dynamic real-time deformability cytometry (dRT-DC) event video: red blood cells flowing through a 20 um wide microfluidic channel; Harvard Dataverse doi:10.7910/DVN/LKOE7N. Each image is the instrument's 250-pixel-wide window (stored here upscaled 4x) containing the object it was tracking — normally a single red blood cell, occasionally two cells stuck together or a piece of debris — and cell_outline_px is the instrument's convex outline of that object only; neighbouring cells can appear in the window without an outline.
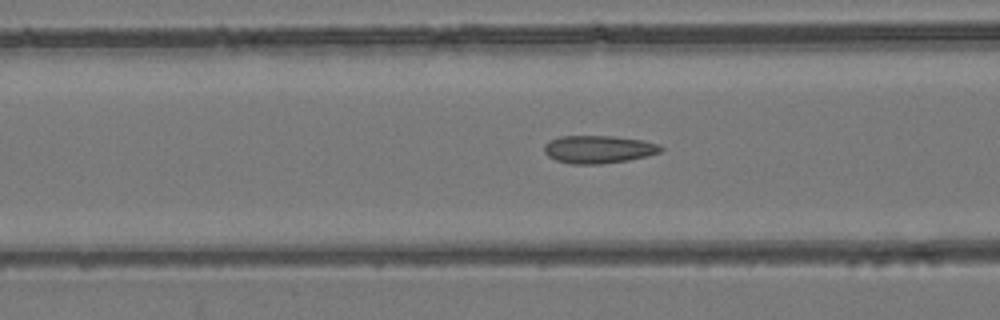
{"species": "common noctule bat (a hibernating species)", "species_latin": "Nyctalus noctula", "temperature_condition": "room temperature", "stored_images_in_passage": 48, "camera_frame_rate_fps": 3000, "um_per_image_px": 0.085, "animal": {"sex": "female", "body_mass_g": 24.6, "forearm_length_mm": 56.2}, "frame": {"image": 1, "passage_image": 22, "time_ms": 7.0, "image_size_px": [1000, 320], "cell_outline_px": [[664, 148], [660, 152], [648, 156], [628, 160], [600, 164], [572, 164], [556, 160], [548, 156], [544, 152], [544, 144], [548, 140], [560, 136], [612, 136], [644, 140], [660, 144]], "centroid_in_image_um": [50.88, 12.69], "position_along_channel_um": 115.7, "area_um2": 19.07}}
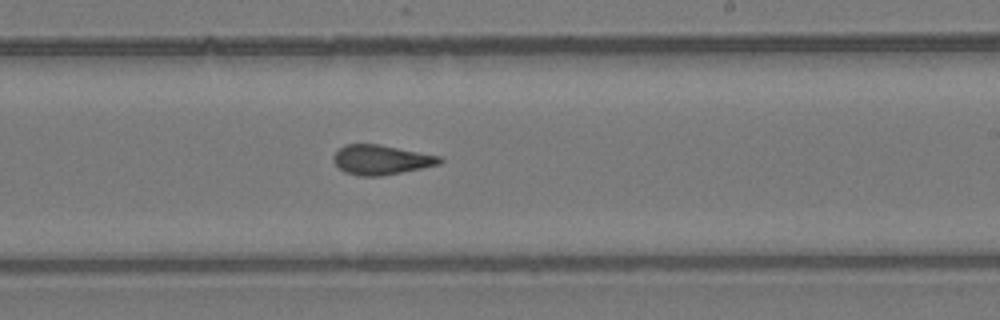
{"frame": {"image": 2, "passage_image": 33, "time_ms": 10.667, "image_size_px": [1000, 320], "cell_outline_px": [[444, 160], [440, 164], [380, 176], [360, 176], [344, 172], [332, 160], [332, 156], [344, 144], [380, 144], [440, 156]], "centroid_in_image_um": [32.38, 13.57], "position_along_channel_um": 256.6, "area_um2": 18.26}}
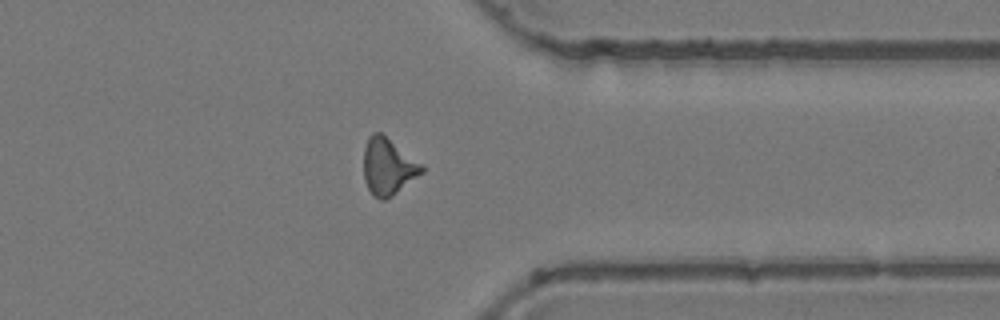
{"frame": {"image": 3, "passage_image": 43, "time_ms": 14.0, "image_size_px": [1000, 320], "cell_outline_px": [[424, 172], [392, 196], [384, 200], [380, 200], [372, 196], [364, 180], [364, 148], [368, 136], [372, 132], [380, 132], [424, 164]], "centroid_in_image_um": [32.99, 14.16], "position_along_channel_um": 378.4, "area_um2": 19.42}, "authors_computed_cell_mechanics": {"area_um2": 18.9006, "velocity_mm_per_s": 3.8456, "shape_relaxation_time_tau1_ms": null, "shape_relaxation_time_tau2_ms": 1.9778, "deformation_change_tau1": null, "deformation_change_tau2": 0.0976}}